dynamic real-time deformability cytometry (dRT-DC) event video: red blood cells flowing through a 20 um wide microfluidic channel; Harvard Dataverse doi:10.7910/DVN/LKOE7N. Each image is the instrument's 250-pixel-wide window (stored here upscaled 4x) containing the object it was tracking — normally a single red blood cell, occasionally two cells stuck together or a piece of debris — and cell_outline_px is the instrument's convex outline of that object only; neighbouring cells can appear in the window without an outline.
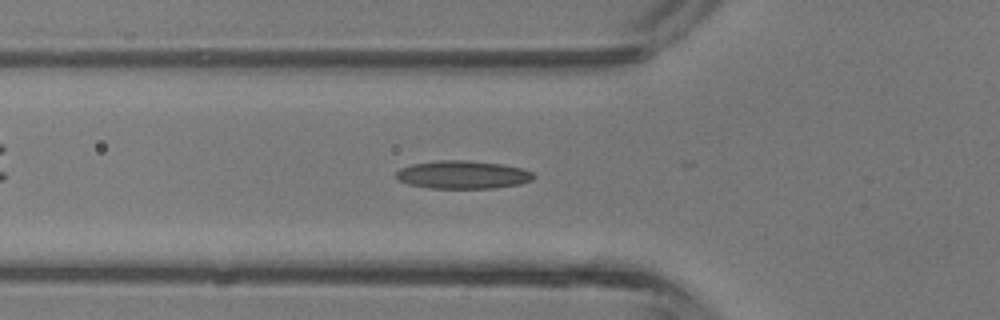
{"species": "common noctule bat (a hibernating species)", "species_latin": "Nyctalus noctula", "temperature_condition": "room temperature", "stored_images_in_passage": 10, "camera_frame_rate_fps": 3000, "um_per_image_px": 0.085, "animal": {"sex": "male", "body_mass_g": 13.3}, "frame": {"image": 1, "passage_image": 7, "time_ms": 2.0, "image_size_px": [1000, 320], "cell_outline_px": [[536, 176], [532, 180], [520, 184], [492, 188], [428, 188], [408, 184], [396, 180], [396, 172], [400, 168], [412, 164], [440, 160], [468, 160], [500, 164], [520, 168], [532, 172]], "centroid_in_image_um": [39.3, 14.85], "position_along_channel_um": 86.5, "area_um2": 22.48}}
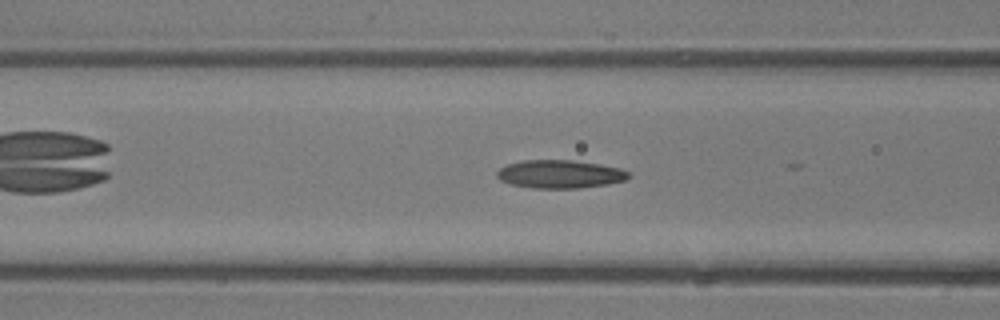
{"frame": {"image": 2, "passage_image": 9, "time_ms": 2.667, "image_size_px": [1000, 320], "cell_outline_px": [[632, 176], [628, 180], [608, 184], [576, 188], [532, 188], [512, 184], [500, 180], [496, 176], [496, 172], [500, 168], [508, 164], [524, 160], [572, 160], [600, 164], [620, 168], [628, 172]], "centroid_in_image_um": [47.62, 14.8], "position_along_channel_um": 119.0, "area_um2": 21.68}}